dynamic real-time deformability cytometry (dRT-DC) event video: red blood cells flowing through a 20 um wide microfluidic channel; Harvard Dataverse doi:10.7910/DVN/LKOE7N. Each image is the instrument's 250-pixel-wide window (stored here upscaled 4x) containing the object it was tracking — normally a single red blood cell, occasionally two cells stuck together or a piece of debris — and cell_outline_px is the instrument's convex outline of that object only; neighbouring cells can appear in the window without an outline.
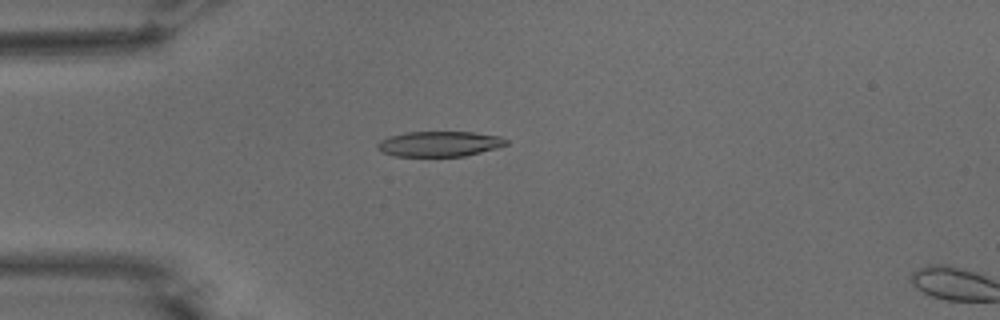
{"species": "common noctule bat (a hibernating species)", "species_latin": "Nyctalus noctula", "temperature_condition": "warm", "stored_images_in_passage": 17, "camera_frame_rate_fps": 3000, "um_per_image_px": 0.085, "animal": {"sex": "male", "body_mass_g": 15.6}, "frame": {"image": 1, "passage_image": 15, "time_ms": 4.667, "image_size_px": [1000, 320], "cell_outline_px": [[508, 144], [496, 148], [464, 156], [392, 156], [380, 152], [376, 148], [376, 144], [380, 140], [388, 136], [404, 132], [472, 132], [500, 136], [508, 140]], "centroid_in_image_um": [37.29, 12.23], "position_along_channel_um": 47.7, "area_um2": 19.13}}